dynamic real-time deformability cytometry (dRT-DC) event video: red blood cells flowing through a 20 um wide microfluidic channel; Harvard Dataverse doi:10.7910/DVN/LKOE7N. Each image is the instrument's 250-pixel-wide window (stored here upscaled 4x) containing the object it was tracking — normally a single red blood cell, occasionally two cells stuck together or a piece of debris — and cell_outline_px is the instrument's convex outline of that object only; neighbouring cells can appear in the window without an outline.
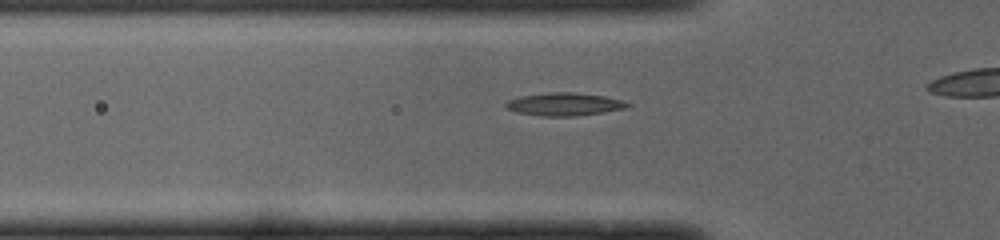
{"species": "common noctule bat (a hibernating species)", "species_latin": "Nyctalus noctula", "temperature_condition": "cold", "stored_images_in_passage": 17, "camera_frame_rate_fps": 3000, "um_per_image_px": 0.085, "animal": {"sex": "male", "body_mass_g": 19.0, "forearm_length_mm": 50.8}, "frame": {"image": 1, "passage_image": 12, "time_ms": 3.667, "image_size_px": [1000, 240], "cell_outline_px": [[632, 104], [624, 108], [604, 112], [572, 116], [544, 116], [516, 112], [508, 108], [504, 104], [508, 100], [520, 96], [552, 92], [572, 92], [604, 96], [620, 100]], "centroid_in_image_um": [47.95, 8.85], "position_along_channel_um": 77.9, "area_um2": 15.95}}
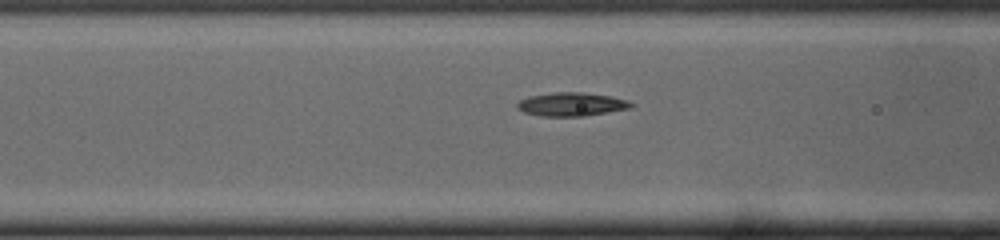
{"frame": {"image": 2, "passage_image": 15, "time_ms": 4.667, "image_size_px": [1000, 240], "cell_outline_px": [[636, 104], [632, 108], [584, 116], [544, 116], [524, 112], [516, 108], [516, 104], [520, 100], [528, 96], [552, 92], [580, 92], [612, 96], [628, 100]], "centroid_in_image_um": [48.6, 8.85], "position_along_channel_um": 118.0, "area_um2": 15.78}}